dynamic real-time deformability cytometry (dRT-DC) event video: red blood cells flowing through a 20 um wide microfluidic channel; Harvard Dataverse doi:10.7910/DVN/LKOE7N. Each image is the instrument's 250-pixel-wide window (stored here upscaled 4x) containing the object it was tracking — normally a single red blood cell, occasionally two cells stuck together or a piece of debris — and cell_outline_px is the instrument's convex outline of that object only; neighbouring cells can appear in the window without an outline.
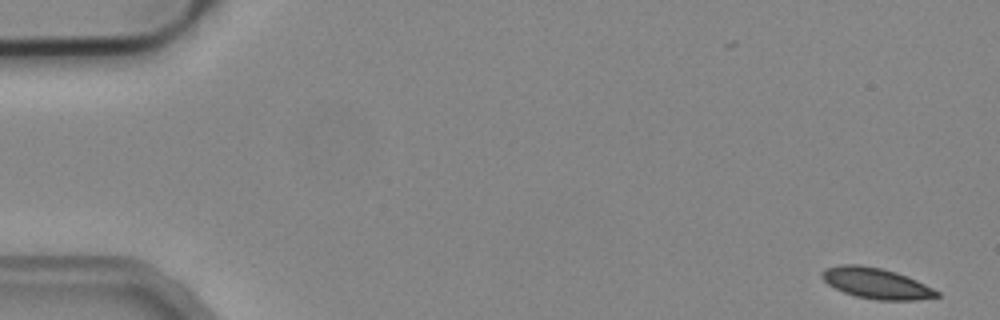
{"species": "common noctule bat (a hibernating species)", "species_latin": "Nyctalus noctula", "temperature_condition": "cold", "stored_images_in_passage": 5, "camera_frame_rate_fps": 3000, "um_per_image_px": 0.085, "animal": {"sex": "male", "body_mass_g": 19.2, "forearm_length_mm": 51.8}, "frame": {"image": 1, "passage_image": 1, "time_ms": 0.0, "image_size_px": [1000, 320], "cell_outline_px": [[940, 296], [916, 300], [876, 300], [856, 296], [844, 292], [828, 284], [820, 276], [820, 272], [824, 268], [840, 264], [860, 264], [880, 268], [896, 272], [908, 276], [940, 292]], "centroid_in_image_um": [74.45, 24.07], "position_along_channel_um": 10.5, "area_um2": 20.63}}
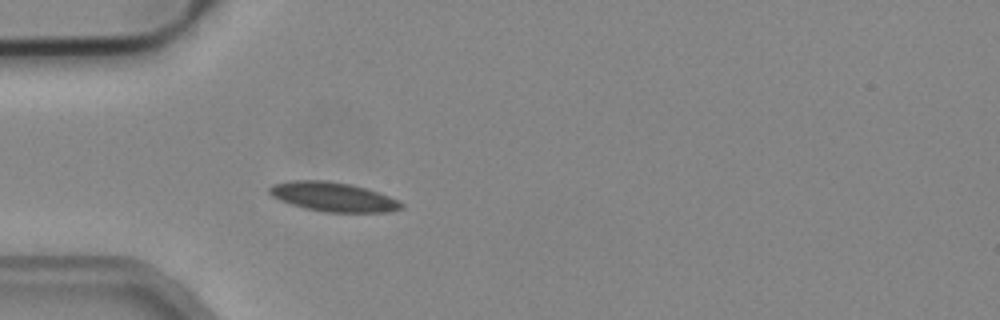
{"frame": {"image": 2, "passage_image": 5, "time_ms": 1.333, "image_size_px": [1000, 320], "cell_outline_px": [[404, 208], [388, 212], [324, 212], [304, 208], [280, 200], [272, 196], [268, 192], [268, 188], [272, 184], [292, 180], [324, 180], [348, 184], [364, 188], [388, 196], [404, 204]], "centroid_in_image_um": [28.28, 16.74], "position_along_channel_um": 56.7, "area_um2": 22.31}}